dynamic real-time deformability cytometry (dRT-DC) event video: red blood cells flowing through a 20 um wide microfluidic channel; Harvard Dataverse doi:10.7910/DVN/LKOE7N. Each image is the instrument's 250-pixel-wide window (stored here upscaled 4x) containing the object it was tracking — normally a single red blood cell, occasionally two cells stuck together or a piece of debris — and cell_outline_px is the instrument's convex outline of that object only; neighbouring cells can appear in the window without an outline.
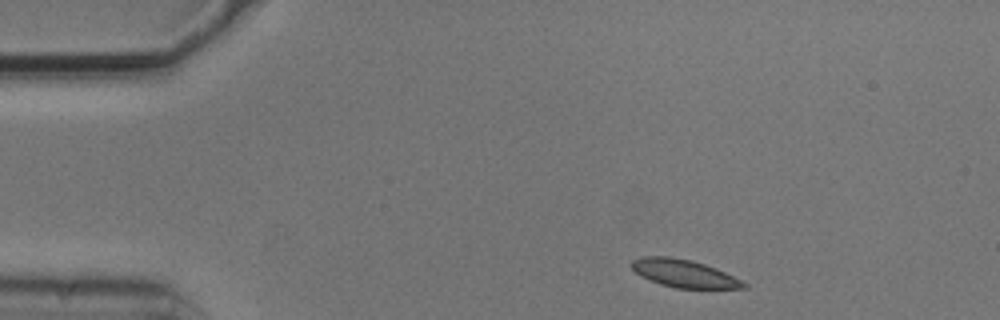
{"species": "common noctule bat (a hibernating species)", "species_latin": "Nyctalus noctula", "temperature_condition": "cold", "stored_images_in_passage": 3, "camera_frame_rate_fps": 3000, "um_per_image_px": 0.085, "animal": {"sex": "male", "body_mass_g": 20.5, "forearm_length_mm": 52.5}, "frame": {"image": 1, "passage_image": 1, "time_ms": 0.0, "image_size_px": [1000, 320], "cell_outline_px": [[748, 288], [676, 288], [660, 284], [640, 276], [632, 268], [632, 260], [640, 256], [668, 256], [692, 260], [716, 268], [748, 284]], "centroid_in_image_um": [58.11, 23.23], "position_along_channel_um": 26.9, "area_um2": 18.03}}